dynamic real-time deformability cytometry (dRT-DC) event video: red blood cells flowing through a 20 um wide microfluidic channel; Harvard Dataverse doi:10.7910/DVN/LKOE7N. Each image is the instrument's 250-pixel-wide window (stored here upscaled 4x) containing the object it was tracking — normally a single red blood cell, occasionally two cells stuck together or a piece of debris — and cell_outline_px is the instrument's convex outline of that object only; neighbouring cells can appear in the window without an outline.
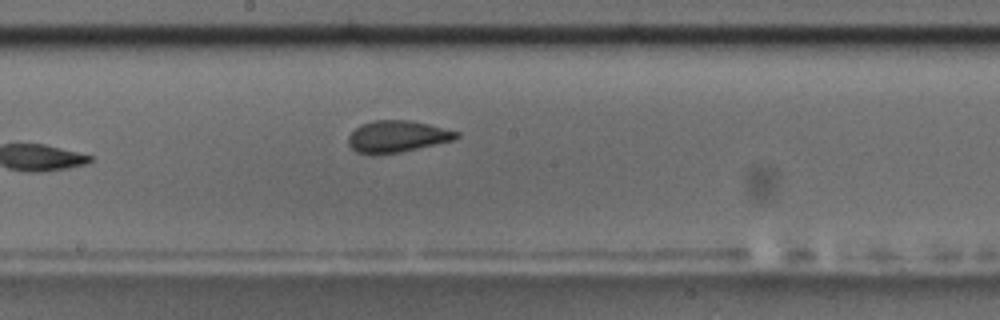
{"species": "common noctule bat (a hibernating species)", "species_latin": "Nyctalus noctula", "temperature_condition": "room temperature", "stored_images_in_passage": 9, "camera_frame_rate_fps": 3000, "um_per_image_px": 0.085, "animal": {"sex": "male", "body_mass_g": 17.5, "forearm_length_mm": 52.3}, "frame": {"image": 1, "passage_image": 9, "time_ms": 10.333, "image_size_px": [1000, 320], "cell_outline_px": [[460, 136], [456, 140], [400, 152], [372, 156], [356, 152], [348, 144], [348, 136], [360, 124], [372, 120], [412, 120], [460, 132]], "centroid_in_image_um": [33.75, 11.61], "position_along_channel_um": 214.4, "area_um2": 20.35}}